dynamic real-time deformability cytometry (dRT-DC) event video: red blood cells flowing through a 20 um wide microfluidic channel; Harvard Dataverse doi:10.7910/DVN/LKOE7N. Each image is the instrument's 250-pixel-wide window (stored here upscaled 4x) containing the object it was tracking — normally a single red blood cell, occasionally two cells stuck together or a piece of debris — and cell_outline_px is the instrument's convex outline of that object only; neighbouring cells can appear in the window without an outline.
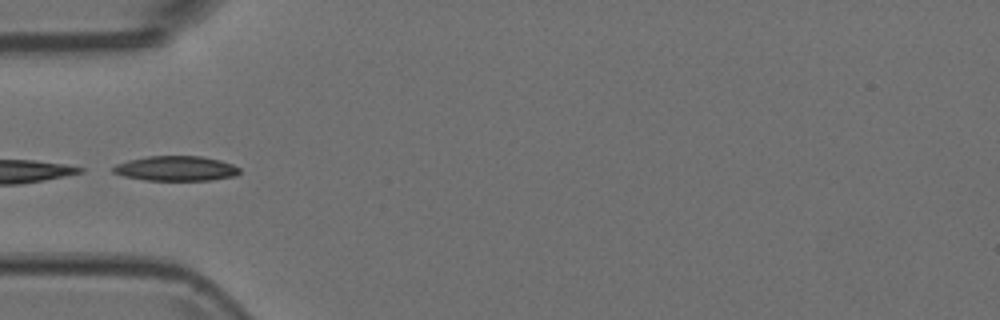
{"species": "Egyptian fruit bat (a non-hibernating species)", "species_latin": "Rousettus aegyptiacus", "temperature_condition": "room temperature", "stored_images_in_passage": 7, "segment_of_instrument_passage": [2, 2], "camera_frame_rate_fps": 3000, "um_per_image_px": 0.085, "animal": {"sex": "female"}, "frame": {"image": 1, "passage_image": 3, "time_ms": 0.667, "image_size_px": [1000, 320], "cell_outline_px": [[240, 172], [236, 176], [208, 180], [144, 180], [124, 176], [112, 172], [112, 168], [116, 164], [128, 160], [148, 156], [200, 156], [220, 160], [232, 164], [240, 168]], "centroid_in_image_um": [14.95, 14.32], "position_along_channel_um": 70.0, "area_um2": 18.32}}
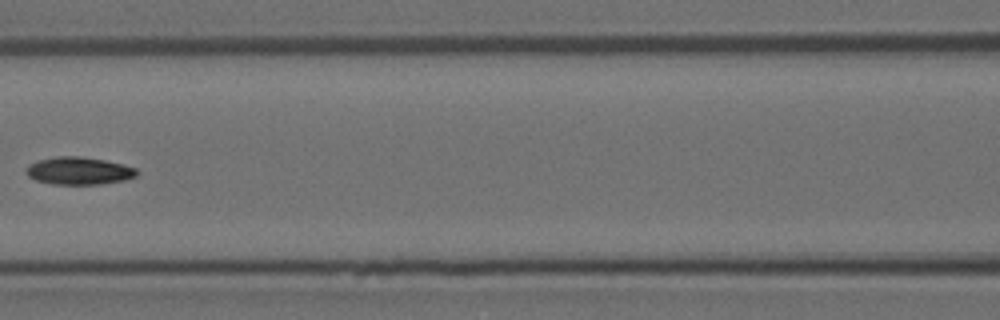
{"frame": {"image": 2, "passage_image": 5, "time_ms": 1.333, "image_size_px": [1000, 320], "cell_outline_px": [[140, 172], [136, 176], [124, 180], [100, 184], [52, 184], [36, 180], [28, 176], [24, 172], [24, 168], [28, 164], [40, 160], [56, 156], [80, 156], [104, 160], [136, 168]], "centroid_in_image_um": [6.67, 14.52], "position_along_channel_um": 159.9, "area_um2": 17.8}}
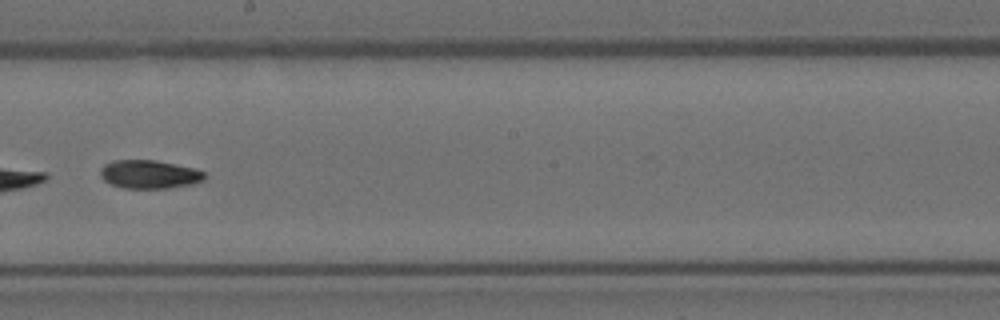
{"frame": {"image": 3, "passage_image": 7, "time_ms": 2.0, "image_size_px": [1000, 320], "cell_outline_px": [[204, 180], [192, 184], [168, 188], [124, 188], [112, 184], [104, 180], [100, 176], [100, 168], [104, 164], [112, 160], [156, 160], [192, 168], [204, 172]], "centroid_in_image_um": [12.65, 14.81], "position_along_channel_um": 235.6, "area_um2": 17.17}}